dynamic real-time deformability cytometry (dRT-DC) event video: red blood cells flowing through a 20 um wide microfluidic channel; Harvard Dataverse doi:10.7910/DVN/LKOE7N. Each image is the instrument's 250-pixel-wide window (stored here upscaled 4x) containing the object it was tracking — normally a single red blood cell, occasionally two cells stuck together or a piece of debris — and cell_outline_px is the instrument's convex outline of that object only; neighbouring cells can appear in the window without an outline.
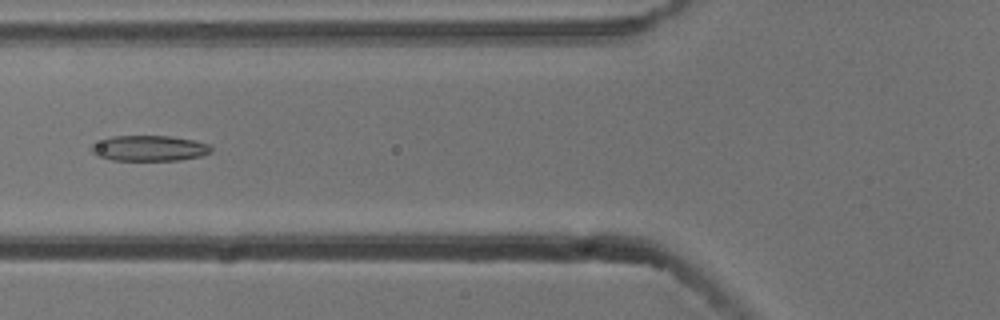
{"species": "common noctule bat (a hibernating species)", "species_latin": "Nyctalus noctula", "temperature_condition": "cold", "stored_images_in_passage": 51, "camera_frame_rate_fps": 3000, "um_per_image_px": 0.085, "animal": {"sex": "male", "body_mass_g": 13.3}, "frame": {"image": 1, "passage_image": 18, "time_ms": 5.667, "image_size_px": [1000, 320], "cell_outline_px": [[212, 152], [200, 156], [180, 160], [112, 160], [96, 156], [88, 148], [92, 144], [112, 136], [168, 136], [192, 140], [208, 144], [212, 148]], "centroid_in_image_um": [12.65, 12.61], "position_along_channel_um": 113.2, "area_um2": 17.8}}
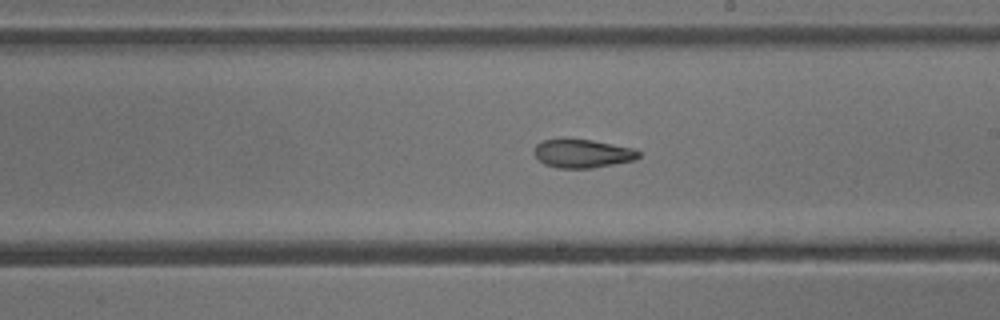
{"frame": {"image": 2, "passage_image": 28, "time_ms": 9.0, "image_size_px": [1000, 320], "cell_outline_px": [[640, 156], [636, 160], [592, 168], [556, 168], [544, 164], [532, 152], [536, 144], [544, 140], [592, 140], [636, 148], [640, 152]], "centroid_in_image_um": [49.55, 13.06], "position_along_channel_um": 239.5, "area_um2": 17.34}}
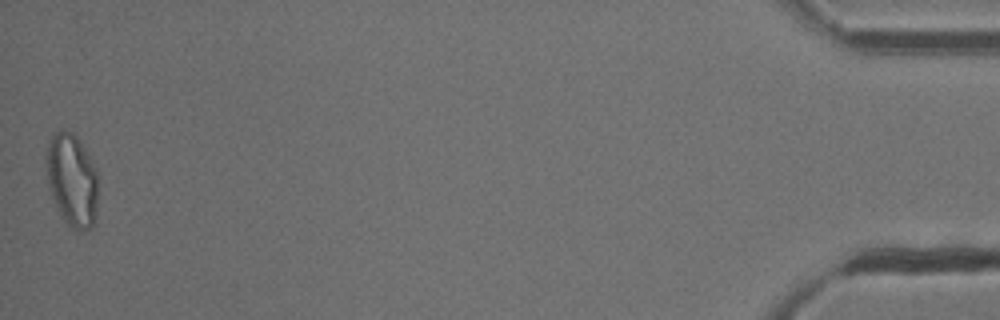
{"frame": {"image": 3, "passage_image": 51, "time_ms": 16.667, "image_size_px": [1000, 320], "cell_outline_px": [[96, 224], [92, 228], [84, 232], [80, 232], [72, 228], [60, 216], [48, 188], [44, 156], [48, 144], [52, 136], [60, 128], [64, 128], [72, 132], [76, 136], [92, 160], [96, 168]], "centroid_in_image_um": [6.09, 15.32], "position_along_channel_um": 429.1, "area_um2": 28.61}, "authors_computed_cell_mechanics": {"area_um2": 19.5942, "velocity_mm_per_s": 3.7922, "shape_relaxation_time_tau1_ms": 5.6807, "shape_relaxation_time_tau2_ms": 2.653, "deformation_change_tau1": 0.1641, "deformation_change_tau2": 0.0995}}